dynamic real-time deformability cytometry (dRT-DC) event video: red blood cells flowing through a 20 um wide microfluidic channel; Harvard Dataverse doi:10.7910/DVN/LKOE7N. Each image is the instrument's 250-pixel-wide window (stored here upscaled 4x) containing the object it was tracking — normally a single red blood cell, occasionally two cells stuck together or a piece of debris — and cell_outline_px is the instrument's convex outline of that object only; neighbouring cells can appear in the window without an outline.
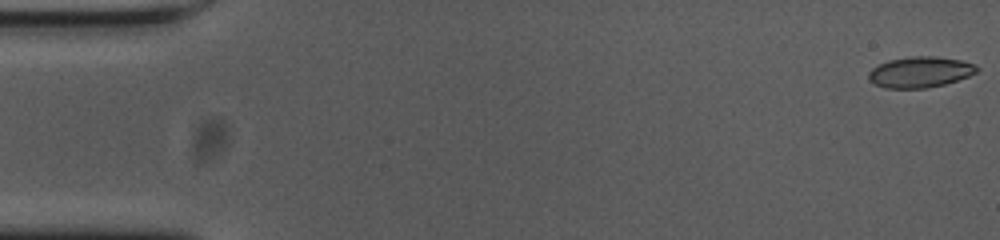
{"species": "common noctule bat (a hibernating species)", "species_latin": "Nyctalus noctula", "temperature_condition": "cold", "stored_images_in_passage": 9, "camera_frame_rate_fps": 3000, "um_per_image_px": 0.085, "animal": {"sex": "female", "body_mass_g": 23.0, "forearm_length_mm": 53.4}, "frame": {"image": 1, "passage_image": 1, "time_ms": 0.0, "image_size_px": [1000, 240], "cell_outline_px": [[980, 68], [976, 72], [968, 76], [944, 84], [928, 88], [884, 88], [868, 80], [868, 72], [872, 68], [888, 60], [912, 56], [936, 56], [960, 60], [976, 64]], "centroid_in_image_um": [78.2, 6.12], "position_along_channel_um": 6.8, "area_um2": 19.48}}